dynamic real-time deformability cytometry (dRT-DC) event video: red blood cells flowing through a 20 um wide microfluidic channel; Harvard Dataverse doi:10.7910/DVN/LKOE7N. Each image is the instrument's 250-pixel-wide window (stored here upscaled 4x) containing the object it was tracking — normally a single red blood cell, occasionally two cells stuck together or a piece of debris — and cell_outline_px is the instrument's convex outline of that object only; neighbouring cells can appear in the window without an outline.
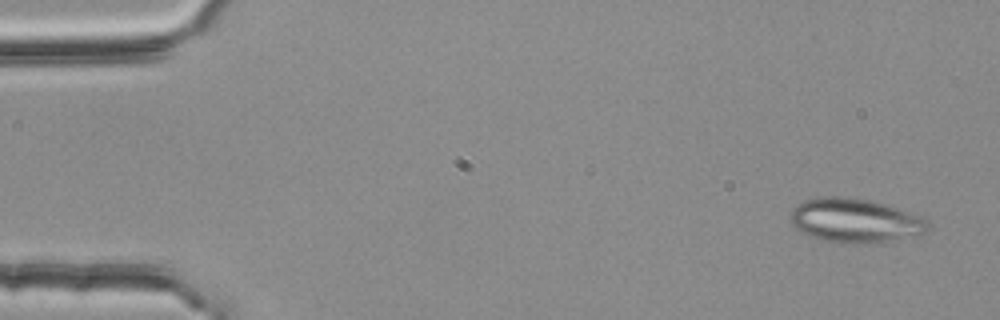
{"species": "common noctule bat (a hibernating species)", "species_latin": "Nyctalus noctula", "temperature_condition": "room temperature", "stored_images_in_passage": 3, "camera_frame_rate_fps": 3000, "um_per_image_px": 0.085, "animal": {"sex": "female", "body_mass_g": 25.1}, "frame": {"image": 1, "passage_image": 1, "time_ms": 0.0, "image_size_px": [1000, 320], "cell_outline_px": [[932, 228], [924, 232], [884, 240], [852, 244], [840, 244], [824, 240], [800, 232], [792, 224], [788, 216], [792, 208], [804, 200], [828, 196], [840, 196], [872, 200], [920, 216], [928, 220]], "centroid_in_image_um": [72.6, 18.72], "position_along_channel_um": 12.4, "area_um2": 34.91}}